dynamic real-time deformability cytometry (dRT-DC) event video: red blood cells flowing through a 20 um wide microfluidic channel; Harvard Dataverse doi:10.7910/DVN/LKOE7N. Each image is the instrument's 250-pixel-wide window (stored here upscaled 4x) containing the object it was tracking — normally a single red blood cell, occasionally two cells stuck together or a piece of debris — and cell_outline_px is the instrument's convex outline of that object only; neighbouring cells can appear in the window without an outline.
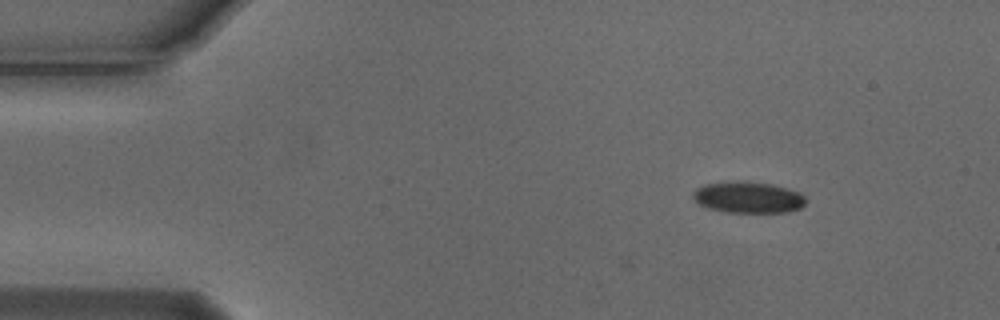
{"species": "Egyptian fruit bat (a non-hibernating species)", "species_latin": "Rousettus aegyptiacus", "temperature_condition": "cold", "stored_images_in_passage": 7, "camera_frame_rate_fps": 3000, "um_per_image_px": 0.085, "animal": {"sex": "male"}, "frame": {"image": 1, "passage_image": 2, "time_ms": 0.333, "image_size_px": [1000, 320], "cell_outline_px": [[804, 204], [800, 208], [788, 212], [724, 212], [708, 208], [692, 200], [692, 192], [696, 188], [704, 184], [772, 184], [800, 192], [804, 196]], "centroid_in_image_um": [63.58, 16.83], "position_along_channel_um": 21.4, "area_um2": 19.77}}
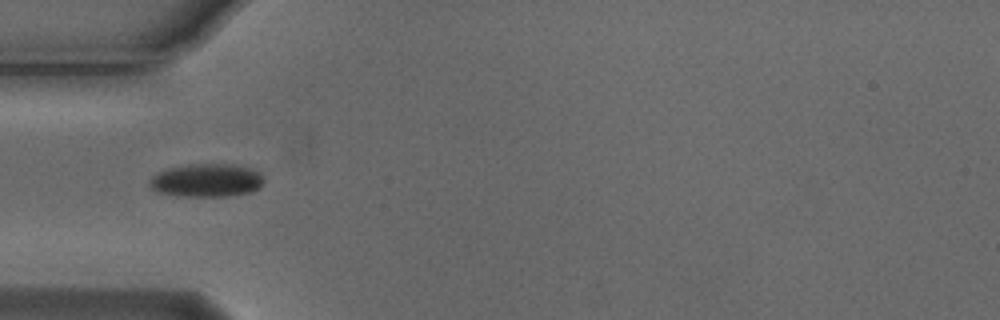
{"frame": {"image": 2, "passage_image": 5, "time_ms": 1.333, "image_size_px": [1000, 320], "cell_outline_px": [[264, 180], [260, 188], [252, 192], [228, 196], [176, 196], [156, 192], [148, 184], [148, 180], [156, 172], [168, 168], [184, 164], [236, 164], [260, 172]], "centroid_in_image_um": [17.53, 15.33], "position_along_channel_um": 67.5, "area_um2": 22.54}}
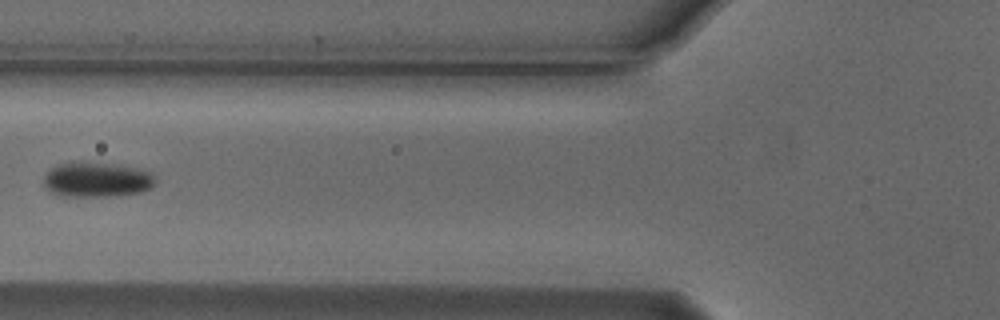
{"frame": {"image": 3, "passage_image": 6, "time_ms": 1.667, "image_size_px": [1000, 320], "cell_outline_px": [[156, 184], [140, 192], [108, 196], [60, 196], [52, 192], [44, 184], [44, 176], [52, 168], [60, 164], [72, 160], [84, 160], [112, 164], [136, 168], [152, 172], [156, 180]], "centroid_in_image_um": [8.22, 15.24], "position_along_channel_um": 117.6, "area_um2": 22.89}}